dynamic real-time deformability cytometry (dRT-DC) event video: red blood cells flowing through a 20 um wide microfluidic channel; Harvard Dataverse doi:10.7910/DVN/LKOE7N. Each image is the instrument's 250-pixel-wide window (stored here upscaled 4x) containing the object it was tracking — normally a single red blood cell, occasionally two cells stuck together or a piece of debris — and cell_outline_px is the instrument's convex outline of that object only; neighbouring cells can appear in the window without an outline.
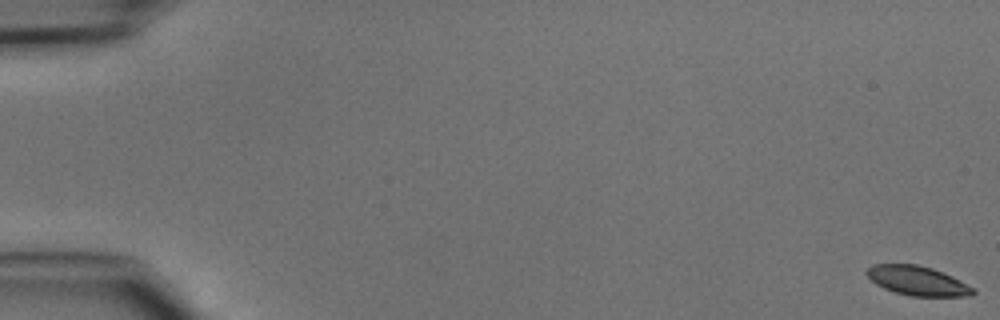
{"species": "common noctule bat (a hibernating species)", "species_latin": "Nyctalus noctula", "temperature_condition": "cold", "stored_images_in_passage": 50, "camera_frame_rate_fps": 3000, "um_per_image_px": 0.085, "animal": {"sex": "male", "body_mass_g": 15.6}, "frame": {"image": 1, "passage_image": 1, "time_ms": 0.0, "image_size_px": [1000, 320], "cell_outline_px": [[976, 292], [972, 296], [912, 296], [896, 292], [884, 288], [876, 284], [864, 272], [872, 264], [916, 264], [932, 268], [952, 276], [976, 288]], "centroid_in_image_um": [78.02, 23.86], "position_along_channel_um": 7.0, "area_um2": 18.21}}
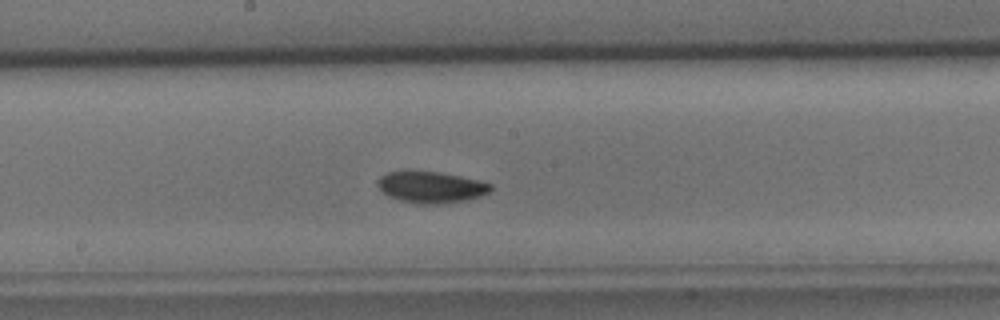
{"frame": {"image": 2, "passage_image": 27, "time_ms": 8.667, "image_size_px": [1000, 320], "cell_outline_px": [[492, 188], [488, 192], [480, 196], [468, 200], [444, 204], [420, 204], [400, 200], [388, 196], [376, 184], [380, 176], [388, 172], [404, 168], [408, 168], [440, 172], [480, 180], [492, 184]], "centroid_in_image_um": [36.61, 15.87], "position_along_channel_um": 211.6, "area_um2": 21.39}}
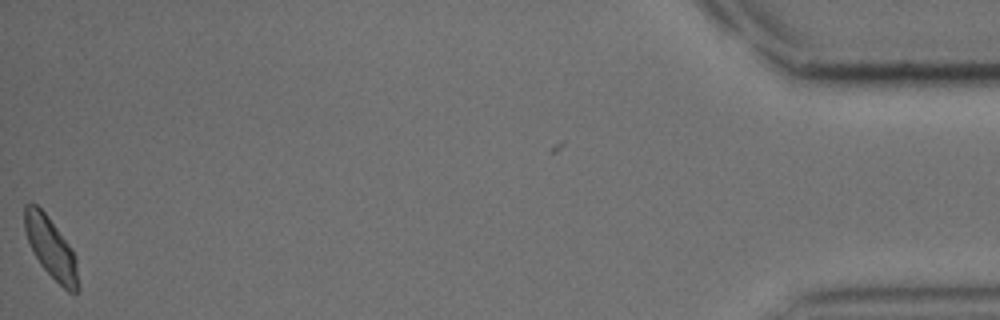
{"frame": {"image": 3, "passage_image": 49, "time_ms": 16.0, "image_size_px": [1000, 320], "cell_outline_px": [[80, 288], [76, 292], [68, 292], [40, 264], [28, 240], [24, 228], [24, 204], [36, 204], [48, 216], [72, 248], [76, 256]], "centroid_in_image_um": [4.36, 21.07], "position_along_channel_um": 430.8, "area_um2": 18.84}}